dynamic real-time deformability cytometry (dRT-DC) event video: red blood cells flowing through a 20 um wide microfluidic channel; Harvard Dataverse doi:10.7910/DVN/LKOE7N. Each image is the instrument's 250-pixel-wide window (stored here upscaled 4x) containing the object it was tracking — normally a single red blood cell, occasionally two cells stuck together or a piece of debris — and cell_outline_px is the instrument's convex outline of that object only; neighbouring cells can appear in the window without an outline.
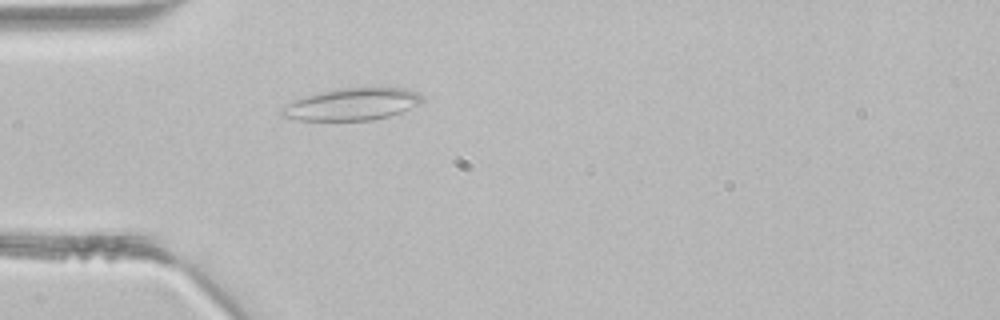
{"species": "common noctule bat (a hibernating species)", "species_latin": "Nyctalus noctula", "temperature_condition": "room temperature", "stored_images_in_passage": 2, "camera_frame_rate_fps": 3000, "um_per_image_px": 0.085, "animal": {"sex": "male", "body_mass_g": 21.5, "forearm_length_mm": 52.0}, "frame": {"image": 1, "passage_image": 2, "time_ms": 0.333, "image_size_px": [1000, 320], "cell_outline_px": [[420, 100], [416, 104], [400, 112], [388, 116], [372, 120], [296, 120], [280, 116], [280, 108], [284, 104], [292, 100], [304, 96], [320, 92], [340, 88], [404, 88], [416, 92], [420, 96]], "centroid_in_image_um": [29.78, 8.86], "position_along_channel_um": 55.2, "area_um2": 25.95}}